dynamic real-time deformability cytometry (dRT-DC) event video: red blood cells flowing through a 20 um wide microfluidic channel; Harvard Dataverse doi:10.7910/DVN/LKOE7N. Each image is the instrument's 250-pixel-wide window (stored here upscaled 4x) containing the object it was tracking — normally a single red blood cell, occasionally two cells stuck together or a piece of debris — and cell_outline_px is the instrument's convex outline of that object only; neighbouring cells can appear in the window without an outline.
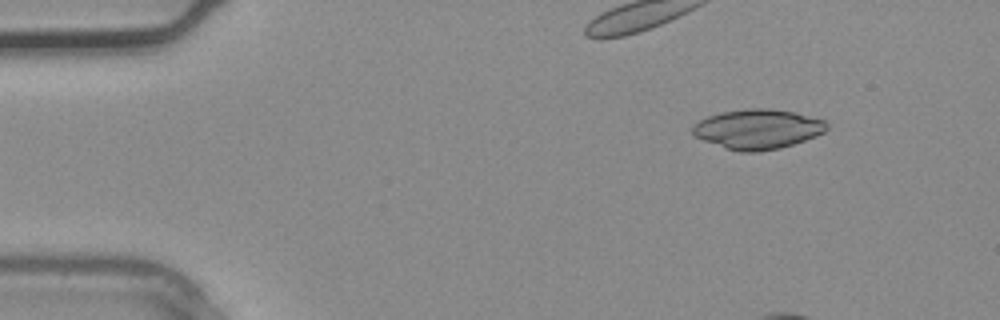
{"species": "common noctule bat (a hibernating species)", "species_latin": "Nyctalus noctula", "temperature_condition": "warm", "stored_images_in_passage": 3, "camera_frame_rate_fps": 3000, "um_per_image_px": 0.085, "animal": {"sex": "male", "body_mass_g": 20.4}, "frame": {"image": 1, "passage_image": 1, "time_ms": 0.0, "image_size_px": [1000, 320], "cell_outline_px": [[828, 128], [824, 132], [816, 136], [780, 148], [756, 152], [740, 152], [704, 140], [696, 136], [692, 132], [692, 124], [708, 116], [720, 112], [744, 108], [768, 108], [796, 112], [824, 120], [828, 124]], "centroid_in_image_um": [64.41, 10.95], "position_along_channel_um": 20.6, "area_um2": 31.04}}